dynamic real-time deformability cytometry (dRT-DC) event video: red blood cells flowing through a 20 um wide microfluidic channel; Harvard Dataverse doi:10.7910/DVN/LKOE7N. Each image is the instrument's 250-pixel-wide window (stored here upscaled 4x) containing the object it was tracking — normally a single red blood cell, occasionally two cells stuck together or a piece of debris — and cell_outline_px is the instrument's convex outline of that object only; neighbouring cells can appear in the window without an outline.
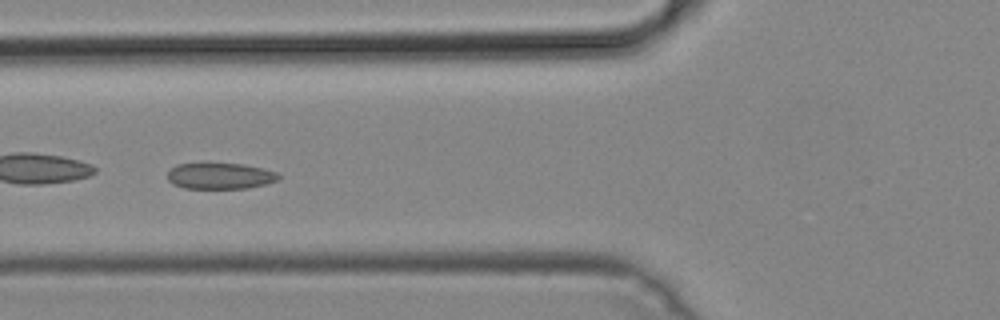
{"species": "common noctule bat (a hibernating species)", "species_latin": "Nyctalus noctula", "temperature_condition": "cold", "stored_images_in_passage": 51, "camera_frame_rate_fps": 3000, "um_per_image_px": 0.085, "animal": {"sex": "male", "body_mass_g": 19.2, "forearm_length_mm": 51.8}, "frame": {"image": 1, "passage_image": 21, "time_ms": 6.667, "image_size_px": [1000, 320], "cell_outline_px": [[280, 176], [276, 180], [264, 184], [248, 188], [184, 188], [172, 184], [168, 180], [168, 172], [176, 164], [244, 164], [264, 168], [276, 172]], "centroid_in_image_um": [18.7, 14.96], "position_along_channel_um": 107.1, "area_um2": 16.7}}
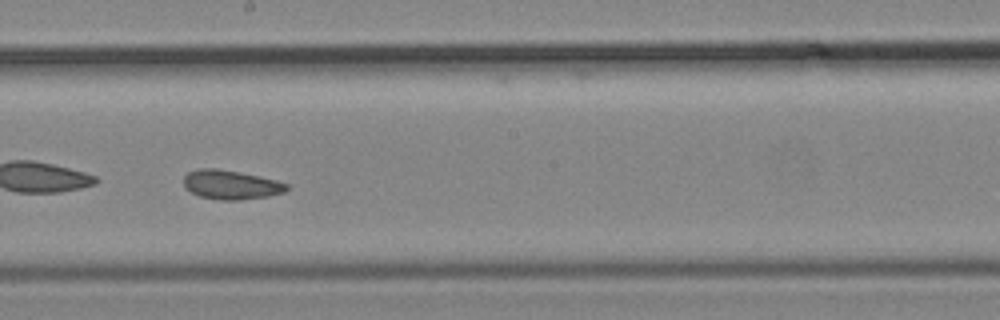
{"frame": {"image": 2, "passage_image": 30, "time_ms": 9.667, "image_size_px": [1000, 320], "cell_outline_px": [[288, 188], [284, 192], [268, 196], [240, 200], [220, 200], [200, 196], [184, 188], [184, 176], [188, 172], [200, 168], [216, 168], [240, 172], [276, 180], [288, 184]], "centroid_in_image_um": [19.61, 15.7], "position_along_channel_um": 228.6, "area_um2": 17.46}}
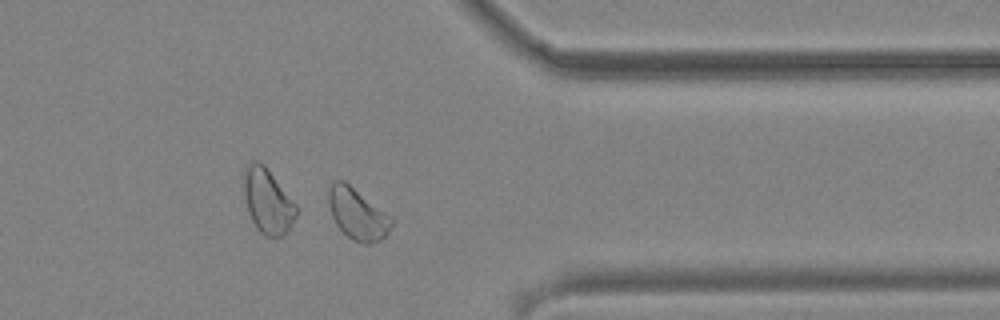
{"frame": {"image": 3, "passage_image": 42, "time_ms": 13.667, "image_size_px": [1000, 320], "cell_outline_px": [[392, 224], [388, 232], [380, 240], [368, 244], [364, 244], [352, 240], [336, 224], [332, 216], [328, 204], [328, 188], [332, 180], [344, 180], [392, 216]], "centroid_in_image_um": [30.37, 18.16], "position_along_channel_um": 381.0, "area_um2": 18.9}}